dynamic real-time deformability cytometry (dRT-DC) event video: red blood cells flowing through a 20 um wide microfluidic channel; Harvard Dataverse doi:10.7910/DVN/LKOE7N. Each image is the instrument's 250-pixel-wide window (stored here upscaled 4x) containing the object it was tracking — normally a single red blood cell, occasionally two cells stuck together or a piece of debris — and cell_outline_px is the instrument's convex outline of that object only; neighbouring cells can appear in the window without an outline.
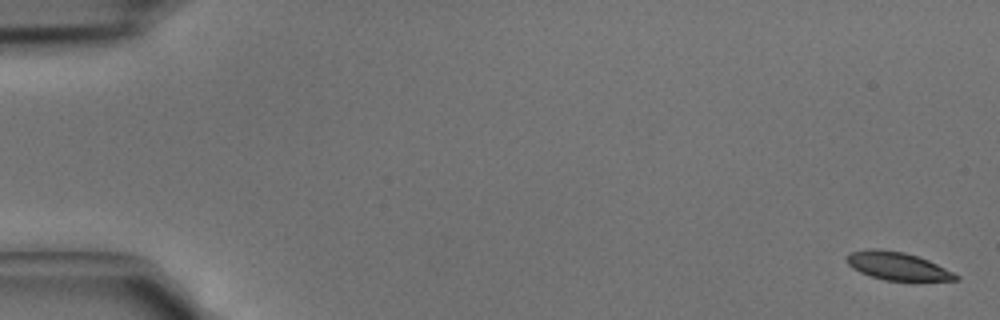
{"species": "common noctule bat (a hibernating species)", "species_latin": "Nyctalus noctula", "temperature_condition": "cold", "stored_images_in_passage": 44, "camera_frame_rate_fps": 3000, "um_per_image_px": 0.085, "animal": {"sex": "male", "body_mass_g": 15.6}, "frame": {"image": 1, "passage_image": 1, "time_ms": 0.0, "image_size_px": [1000, 320], "cell_outline_px": [[960, 280], [884, 280], [860, 272], [852, 268], [844, 260], [852, 252], [868, 248], [880, 248], [904, 252], [928, 260], [960, 276]], "centroid_in_image_um": [76.24, 22.6], "position_along_channel_um": 8.8, "area_um2": 17.57}}
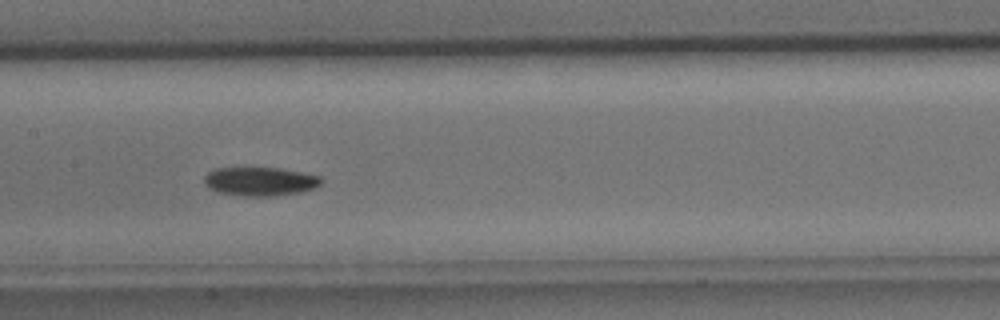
{"frame": {"image": 2, "passage_image": 22, "time_ms": 7.0, "image_size_px": [1000, 320], "cell_outline_px": [[320, 184], [312, 188], [300, 192], [276, 196], [244, 196], [216, 192], [204, 184], [204, 176], [212, 168], [280, 168], [320, 176]], "centroid_in_image_um": [22.04, 15.42], "position_along_channel_um": 185.4, "area_um2": 19.54}}
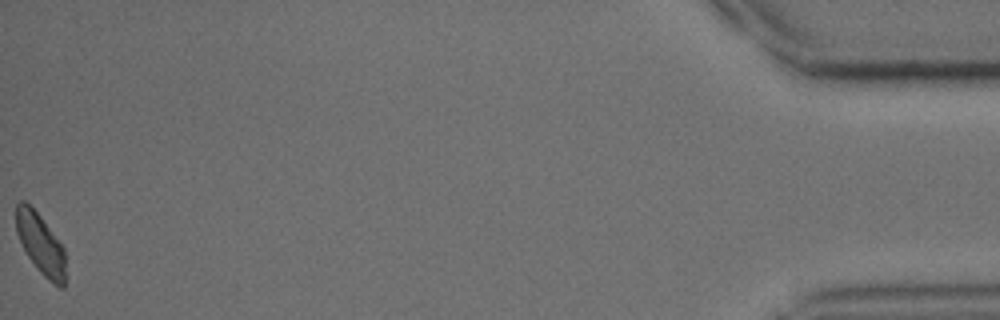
{"frame": {"image": 3, "passage_image": 44, "time_ms": 14.333, "image_size_px": [1000, 320], "cell_outline_px": [[64, 288], [60, 288], [48, 280], [36, 268], [28, 256], [16, 232], [16, 204], [20, 200], [24, 200], [40, 216], [64, 248]], "centroid_in_image_um": [3.43, 20.74], "position_along_channel_um": 431.8, "area_um2": 17.11}}